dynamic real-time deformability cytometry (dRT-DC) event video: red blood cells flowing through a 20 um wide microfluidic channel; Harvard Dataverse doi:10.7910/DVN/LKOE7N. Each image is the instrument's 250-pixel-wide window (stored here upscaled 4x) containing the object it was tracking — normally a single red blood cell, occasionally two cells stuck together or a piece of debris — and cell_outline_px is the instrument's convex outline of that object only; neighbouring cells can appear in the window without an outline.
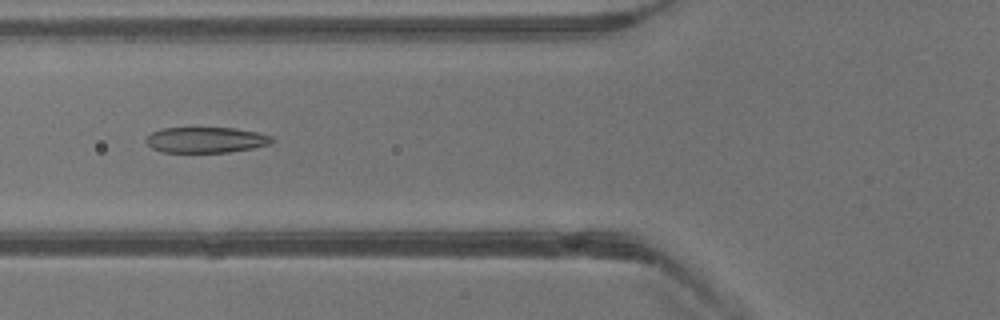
{"species": "common noctule bat (a hibernating species)", "species_latin": "Nyctalus noctula", "temperature_condition": "warm", "stored_images_in_passage": 39, "camera_frame_rate_fps": 3000, "um_per_image_px": 0.085, "animal": {"sex": "male", "body_mass_g": 13.3}, "frame": {"image": 1, "passage_image": 15, "time_ms": 4.667, "image_size_px": [1000, 320], "cell_outline_px": [[276, 140], [272, 144], [252, 148], [228, 152], [160, 152], [152, 148], [144, 140], [152, 132], [160, 128], [236, 128], [256, 132], [272, 136]], "centroid_in_image_um": [17.52, 11.89], "position_along_channel_um": 108.3, "area_um2": 18.96}}
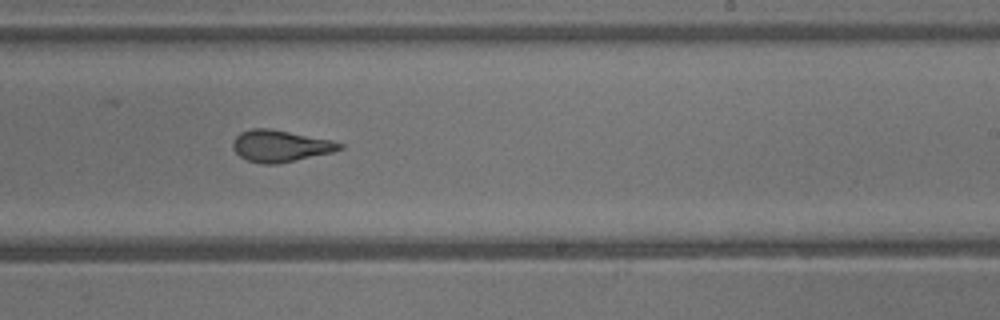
{"frame": {"image": 2, "passage_image": 24, "time_ms": 7.667, "image_size_px": [1000, 320], "cell_outline_px": [[344, 148], [332, 152], [276, 164], [264, 164], [248, 160], [240, 156], [232, 148], [232, 140], [240, 132], [252, 128], [268, 128], [332, 140], [344, 144]], "centroid_in_image_um": [23.81, 12.4], "position_along_channel_um": 265.2, "area_um2": 19.59}}
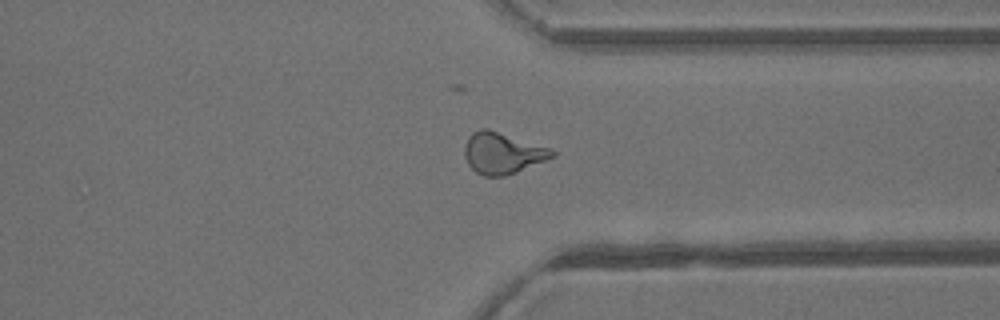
{"frame": {"image": 3, "passage_image": 30, "time_ms": 9.667, "image_size_px": [1000, 320], "cell_outline_px": [[556, 156], [516, 172], [504, 176], [484, 176], [476, 172], [468, 164], [464, 156], [464, 144], [468, 136], [472, 132], [480, 128], [488, 128], [552, 148], [556, 152]], "centroid_in_image_um": [42.71, 12.99], "position_along_channel_um": 368.7, "area_um2": 21.33}}